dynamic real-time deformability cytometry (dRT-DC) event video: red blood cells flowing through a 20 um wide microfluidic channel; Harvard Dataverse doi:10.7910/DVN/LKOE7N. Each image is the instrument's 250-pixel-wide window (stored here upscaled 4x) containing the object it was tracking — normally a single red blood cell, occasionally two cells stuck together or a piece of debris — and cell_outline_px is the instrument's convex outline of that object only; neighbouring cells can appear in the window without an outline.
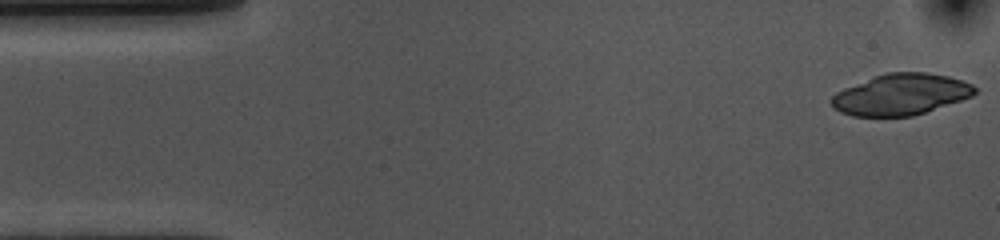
{"species": "common noctule bat (a hibernating species)", "species_latin": "Nyctalus noctula", "temperature_condition": "cold", "stored_images_in_passage": 17, "camera_frame_rate_fps": 3000, "um_per_image_px": 0.085, "animal": {"sex": "female", "body_mass_g": 10.0, "forearm_length_mm": 53.1}, "frame": {"image": 1, "passage_image": 1, "time_ms": 0.0, "image_size_px": [1000, 240], "cell_outline_px": [[976, 92], [972, 96], [912, 116], [852, 116], [840, 112], [832, 104], [832, 96], [836, 92], [844, 88], [876, 76], [888, 72], [924, 72], [948, 76], [972, 84], [976, 88]], "centroid_in_image_um": [76.57, 8.03], "position_along_channel_um": 8.4, "area_um2": 33.87}}